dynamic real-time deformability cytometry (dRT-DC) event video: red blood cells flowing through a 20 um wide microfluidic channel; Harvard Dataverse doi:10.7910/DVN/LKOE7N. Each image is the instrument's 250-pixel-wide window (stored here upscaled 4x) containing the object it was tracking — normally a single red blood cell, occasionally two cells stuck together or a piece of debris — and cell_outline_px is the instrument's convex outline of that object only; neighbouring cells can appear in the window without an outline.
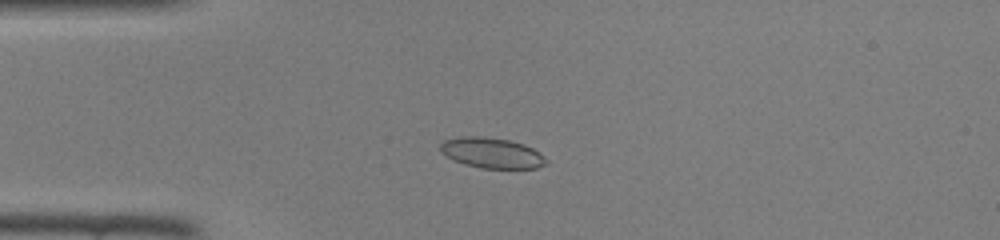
{"species": "common noctule bat (a hibernating species)", "species_latin": "Nyctalus noctula", "temperature_condition": "room temperature", "stored_images_in_passage": 46, "camera_frame_rate_fps": 3000, "um_per_image_px": 0.085, "animal": {"sex": "female", "body_mass_g": 22.0, "forearm_length_mm": 56.7}, "frame": {"image": 1, "passage_image": 11, "time_ms": 3.333, "image_size_px": [1000, 240], "cell_outline_px": [[548, 164], [536, 168], [480, 168], [464, 164], [452, 160], [440, 152], [440, 144], [444, 140], [464, 136], [484, 136], [508, 140], [524, 144], [540, 152], [548, 160]], "centroid_in_image_um": [41.8, 13.0], "position_along_channel_um": 43.2, "area_um2": 18.96}}
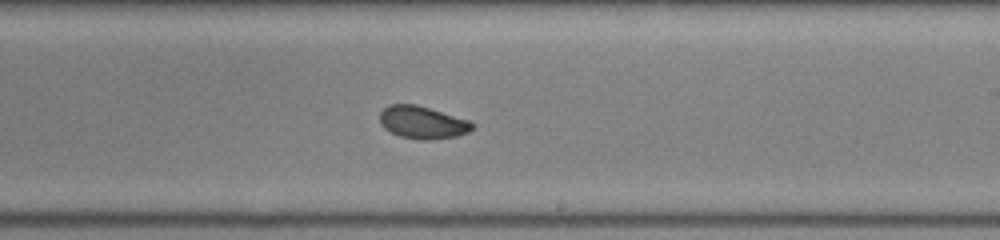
{"frame": {"image": 2, "passage_image": 27, "time_ms": 8.667, "image_size_px": [1000, 240], "cell_outline_px": [[476, 124], [468, 132], [456, 136], [432, 140], [420, 140], [400, 136], [384, 128], [380, 124], [380, 112], [388, 104], [416, 104], [468, 120]], "centroid_in_image_um": [35.89, 10.41], "position_along_channel_um": 253.1, "area_um2": 17.51}}
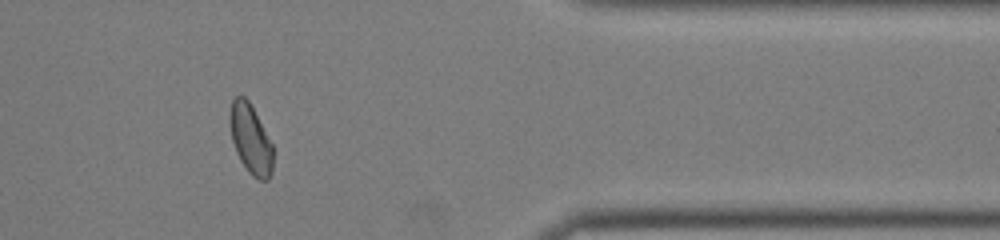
{"frame": {"image": 3, "passage_image": 38, "time_ms": 12.333, "image_size_px": [1000, 240], "cell_outline_px": [[272, 172], [268, 180], [260, 180], [252, 176], [248, 172], [240, 160], [236, 152], [232, 140], [228, 120], [228, 116], [232, 100], [236, 96], [244, 96], [248, 100], [272, 144]], "centroid_in_image_um": [21.27, 11.83], "position_along_channel_um": 390.1, "area_um2": 17.4}}